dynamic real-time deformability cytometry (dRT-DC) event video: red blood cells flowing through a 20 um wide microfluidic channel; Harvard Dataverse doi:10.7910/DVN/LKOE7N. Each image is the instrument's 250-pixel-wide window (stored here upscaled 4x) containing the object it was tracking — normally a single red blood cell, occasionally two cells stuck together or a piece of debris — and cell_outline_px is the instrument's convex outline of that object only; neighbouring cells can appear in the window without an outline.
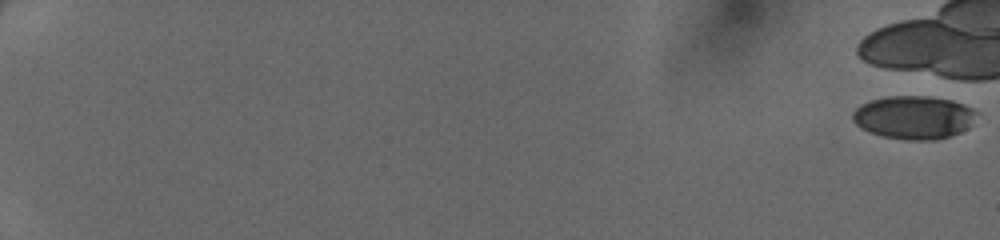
{"species": "human", "species_latin": "Homo sapiens", "temperature_condition": "cold", "stored_images_in_passage": 7, "camera_frame_rate_fps": 3000, "um_per_image_px": 0.085, "donor": {"sex": "female"}, "frame": {"image": 1, "passage_image": 1, "time_ms": 0.0, "image_size_px": [1000, 240], "cell_outline_px": [[980, 112], [968, 128], [960, 132], [936, 140], [908, 140], [880, 136], [868, 132], [856, 124], [852, 120], [852, 112], [860, 104], [872, 100], [888, 96], [928, 96], [952, 100], [964, 104]], "centroid_in_image_um": [77.68, 9.98], "position_along_channel_um": 7.3, "area_um2": 31.5}}